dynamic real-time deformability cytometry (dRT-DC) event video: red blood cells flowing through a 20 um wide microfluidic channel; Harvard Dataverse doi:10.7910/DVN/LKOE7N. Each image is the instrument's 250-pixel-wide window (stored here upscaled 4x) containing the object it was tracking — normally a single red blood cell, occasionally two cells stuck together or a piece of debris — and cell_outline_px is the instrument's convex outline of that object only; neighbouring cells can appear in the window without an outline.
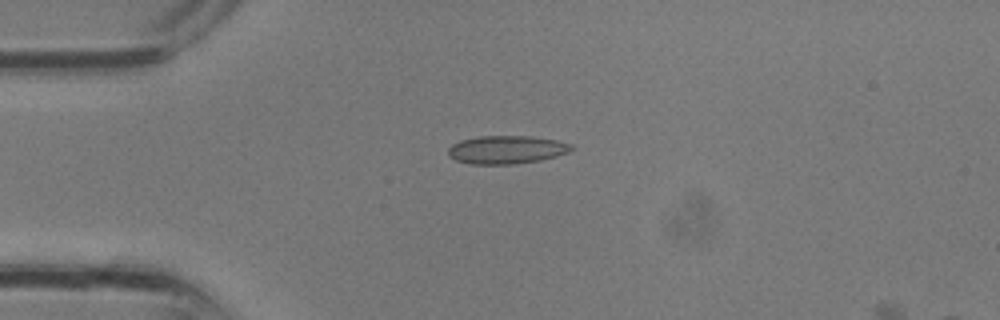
{"species": "common noctule bat (a hibernating species)", "species_latin": "Nyctalus noctula", "temperature_condition": "room temperature", "stored_images_in_passage": 4, "camera_frame_rate_fps": 3000, "um_per_image_px": 0.085, "animal": {"sex": "male", "body_mass_g": 13.3}, "frame": {"image": 1, "passage_image": 3, "time_ms": 0.667, "image_size_px": [1000, 320], "cell_outline_px": [[572, 148], [568, 152], [556, 156], [540, 160], [516, 164], [472, 164], [456, 160], [448, 156], [448, 148], [452, 144], [460, 140], [480, 136], [532, 136], [556, 140], [572, 144]], "centroid_in_image_um": [43.03, 12.72], "position_along_channel_um": 42.0, "area_um2": 20.23}}